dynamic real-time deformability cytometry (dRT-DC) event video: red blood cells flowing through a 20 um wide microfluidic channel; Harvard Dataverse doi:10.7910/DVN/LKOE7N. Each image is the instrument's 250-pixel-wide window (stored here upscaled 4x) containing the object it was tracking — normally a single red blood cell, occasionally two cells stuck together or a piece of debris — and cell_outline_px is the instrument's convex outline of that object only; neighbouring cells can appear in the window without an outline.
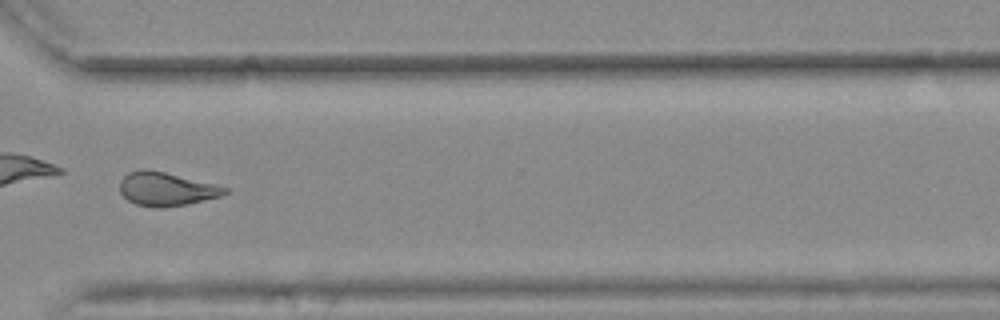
{"species": "common noctule bat (a hibernating species)", "species_latin": "Nyctalus noctula", "temperature_condition": "warm", "stored_images_in_passage": 43, "camera_frame_rate_fps": 3000, "um_per_image_px": 0.085, "animal": {"sex": "female", "body_mass_g": 25.1}, "frame": {"image": 1, "passage_image": 37, "time_ms": 12.0, "image_size_px": [1000, 320], "cell_outline_px": [[228, 192], [224, 196], [164, 208], [152, 208], [136, 204], [128, 200], [120, 192], [120, 180], [128, 172], [140, 168], [148, 168], [216, 184], [228, 188]], "centroid_in_image_um": [14.13, 16.06], "position_along_channel_um": 356.5, "area_um2": 20.81}, "authors_computed_cell_mechanics": {"area_um2": 21.675, "velocity_mm_per_s": 3.7125, "shape_relaxation_time_tau1_ms": null, "shape_relaxation_time_tau2_ms": 3.0715, "deformation_change_tau1": null, "deformation_change_tau2": 0.1203}}